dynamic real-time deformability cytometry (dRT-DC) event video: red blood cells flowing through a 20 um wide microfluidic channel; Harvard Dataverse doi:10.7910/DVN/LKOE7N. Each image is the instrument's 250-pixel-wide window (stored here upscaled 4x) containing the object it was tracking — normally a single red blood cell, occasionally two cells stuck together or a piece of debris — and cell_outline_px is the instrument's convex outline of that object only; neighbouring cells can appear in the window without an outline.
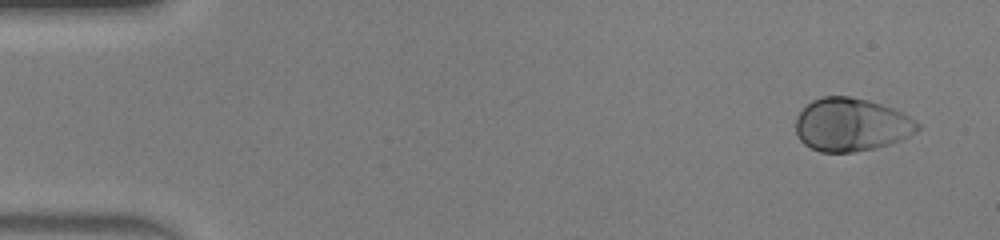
{"species": "human", "species_latin": "Homo sapiens", "temperature_condition": "warm", "stored_images_in_passage": 48, "camera_frame_rate_fps": 3000, "um_per_image_px": 0.085, "donor": {"sex": "male"}, "frame": {"image": 1, "passage_image": 3, "time_ms": 0.667, "image_size_px": [1000, 240], "cell_outline_px": [[920, 128], [916, 132], [900, 140], [876, 148], [852, 152], [820, 152], [804, 144], [796, 136], [796, 116], [812, 100], [820, 96], [848, 96], [868, 100], [892, 108], [908, 116], [920, 124]], "centroid_in_image_um": [72.33, 10.6], "position_along_channel_um": 12.7, "area_um2": 37.69}}
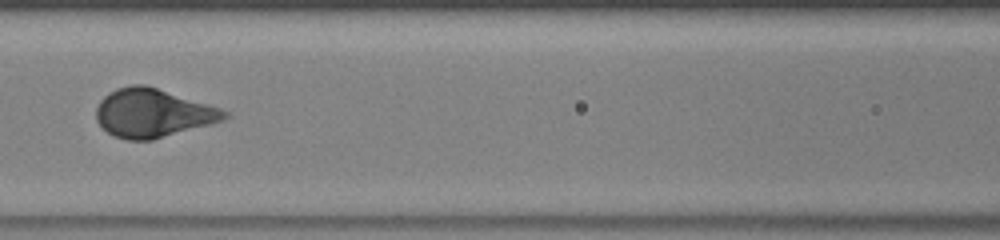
{"frame": {"image": 2, "passage_image": 22, "time_ms": 7.0, "image_size_px": [1000, 240], "cell_outline_px": [[232, 112], [224, 120], [212, 124], [152, 140], [128, 140], [112, 136], [96, 120], [96, 108], [100, 100], [108, 92], [116, 88], [132, 84], [144, 84], [208, 104]], "centroid_in_image_um": [12.99, 9.61], "position_along_channel_um": 153.6, "area_um2": 36.36}}
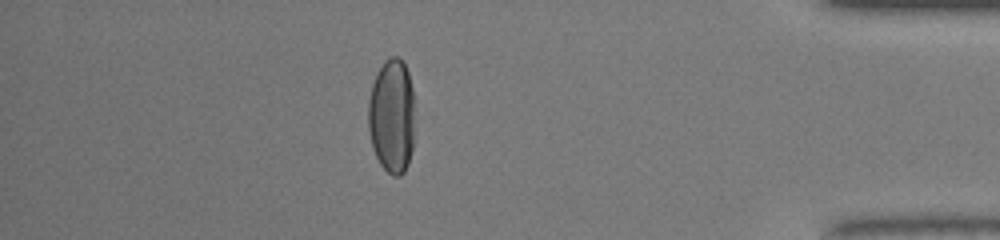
{"frame": {"image": 3, "passage_image": 42, "time_ms": 13.667, "image_size_px": [1000, 240], "cell_outline_px": [[412, 148], [408, 164], [404, 172], [400, 176], [392, 176], [380, 164], [372, 148], [368, 128], [368, 100], [372, 84], [376, 72], [384, 60], [392, 56], [400, 56], [408, 72], [412, 88]], "centroid_in_image_um": [33.27, 9.85], "position_along_channel_um": 401.9, "area_um2": 30.98}, "authors_computed_cell_mechanics": {"area_um2": 36.703, "velocity_mm_per_s": 4.3134, "shape_relaxation_time_tau1_ms": 2.0676, "shape_relaxation_time_tau2_ms": null, "deformation_change_tau1": 0.1853, "deformation_change_tau2": null}}